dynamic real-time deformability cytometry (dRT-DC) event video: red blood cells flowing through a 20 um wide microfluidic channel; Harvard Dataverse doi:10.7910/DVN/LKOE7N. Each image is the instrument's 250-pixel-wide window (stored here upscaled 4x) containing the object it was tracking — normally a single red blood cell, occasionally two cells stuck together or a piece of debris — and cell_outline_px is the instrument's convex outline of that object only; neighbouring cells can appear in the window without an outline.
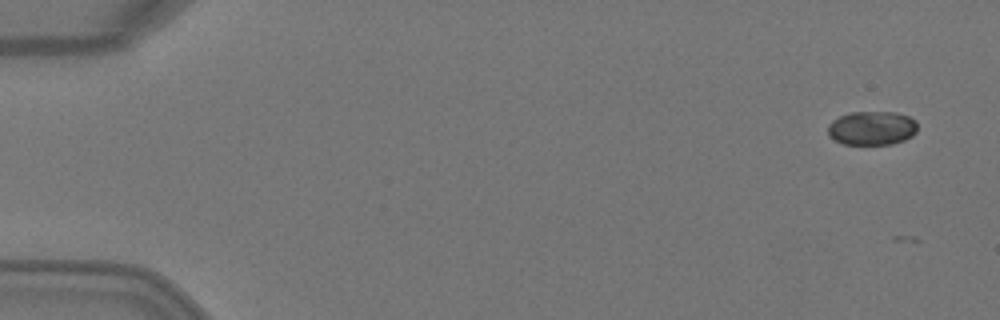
{"species": "Egyptian fruit bat (a non-hibernating species)", "species_latin": "Rousettus aegyptiacus", "temperature_condition": "warm", "stored_images_in_passage": 5, "camera_frame_rate_fps": 3000, "um_per_image_px": 0.085, "animal": {"sex": "female"}, "frame": {"image": 1, "passage_image": 1, "time_ms": 0.0, "image_size_px": [1000, 320], "cell_outline_px": [[916, 132], [912, 136], [904, 140], [892, 144], [844, 144], [828, 136], [828, 124], [832, 120], [848, 112], [896, 112], [908, 116], [916, 120]], "centroid_in_image_um": [74.1, 10.88], "position_along_channel_um": 10.9, "area_um2": 17.8}}
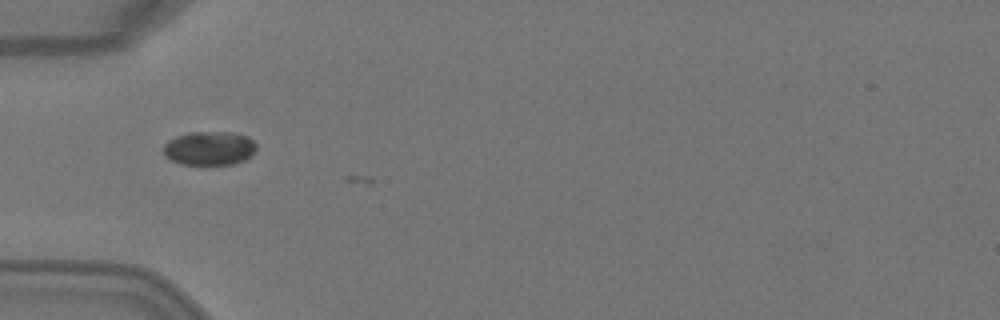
{"frame": {"image": 2, "passage_image": 5, "time_ms": 1.333, "image_size_px": [1000, 320], "cell_outline_px": [[256, 148], [244, 160], [232, 164], [180, 164], [164, 156], [164, 144], [168, 140], [176, 136], [192, 132], [236, 132], [248, 136], [256, 144]], "centroid_in_image_um": [17.78, 12.59], "position_along_channel_um": 67.2, "area_um2": 18.26}}